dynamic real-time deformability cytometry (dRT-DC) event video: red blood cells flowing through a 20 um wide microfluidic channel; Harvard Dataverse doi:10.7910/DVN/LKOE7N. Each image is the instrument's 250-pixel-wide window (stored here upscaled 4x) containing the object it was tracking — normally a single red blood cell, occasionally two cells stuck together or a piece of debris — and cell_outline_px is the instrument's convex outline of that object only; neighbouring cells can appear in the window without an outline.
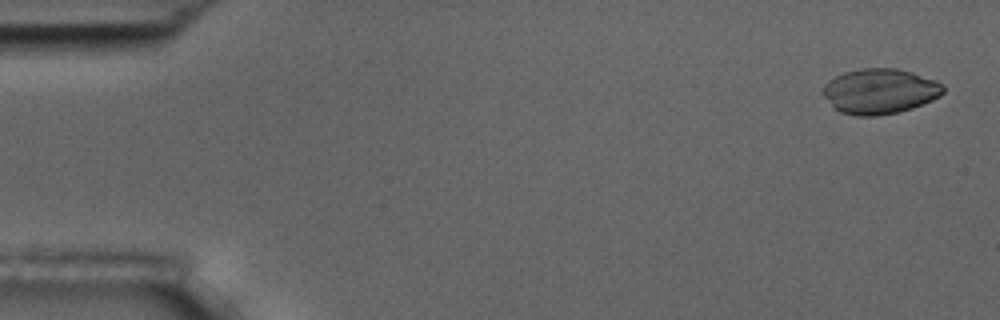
{"species": "common noctule bat (a hibernating species)", "species_latin": "Nyctalus noctula", "temperature_condition": "room temperature", "stored_images_in_passage": 5, "camera_frame_rate_fps": 3000, "um_per_image_px": 0.085, "animal": {"sex": "male", "body_mass_g": 17.5, "forearm_length_mm": 52.3}, "frame": {"image": 1, "passage_image": 1, "time_ms": 0.0, "image_size_px": [1000, 320], "cell_outline_px": [[944, 92], [940, 96], [932, 100], [912, 108], [896, 112], [876, 116], [856, 116], [840, 112], [824, 96], [824, 84], [828, 80], [844, 72], [860, 68], [896, 68], [912, 72], [936, 80], [944, 84]], "centroid_in_image_um": [74.81, 7.74], "position_along_channel_um": 10.2, "area_um2": 31.62}}